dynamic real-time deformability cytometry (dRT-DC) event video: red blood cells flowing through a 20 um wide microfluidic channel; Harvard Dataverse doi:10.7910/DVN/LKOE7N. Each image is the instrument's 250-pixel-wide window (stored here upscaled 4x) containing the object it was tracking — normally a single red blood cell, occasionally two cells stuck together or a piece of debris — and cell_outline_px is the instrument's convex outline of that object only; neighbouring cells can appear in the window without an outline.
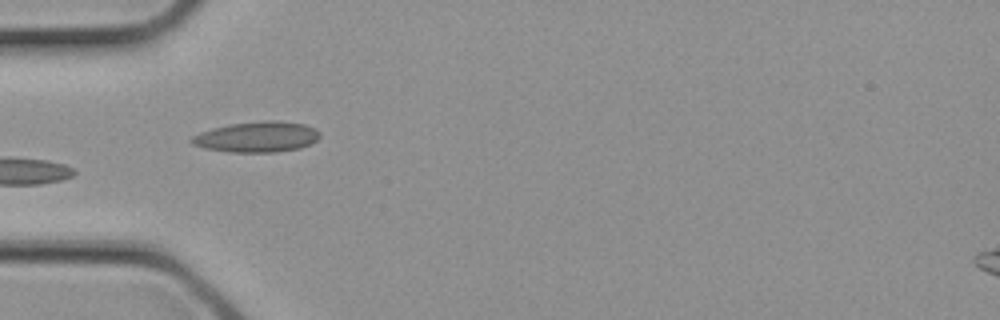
{"species": "common noctule bat (a hibernating species)", "species_latin": "Nyctalus noctula", "temperature_condition": "cold", "stored_images_in_passage": 2, "camera_frame_rate_fps": 3000, "um_per_image_px": 0.085, "animal": {"sex": "female", "body_mass_g": 21.9}, "frame": {"image": 1, "passage_image": 2, "time_ms": 0.333, "image_size_px": [1000, 320], "cell_outline_px": [[320, 136], [316, 140], [300, 148], [276, 152], [228, 152], [204, 148], [192, 144], [188, 140], [192, 136], [200, 132], [212, 128], [232, 124], [272, 120], [304, 124], [316, 128], [320, 132]], "centroid_in_image_um": [21.82, 11.64], "position_along_channel_um": 63.2, "area_um2": 22.77}}